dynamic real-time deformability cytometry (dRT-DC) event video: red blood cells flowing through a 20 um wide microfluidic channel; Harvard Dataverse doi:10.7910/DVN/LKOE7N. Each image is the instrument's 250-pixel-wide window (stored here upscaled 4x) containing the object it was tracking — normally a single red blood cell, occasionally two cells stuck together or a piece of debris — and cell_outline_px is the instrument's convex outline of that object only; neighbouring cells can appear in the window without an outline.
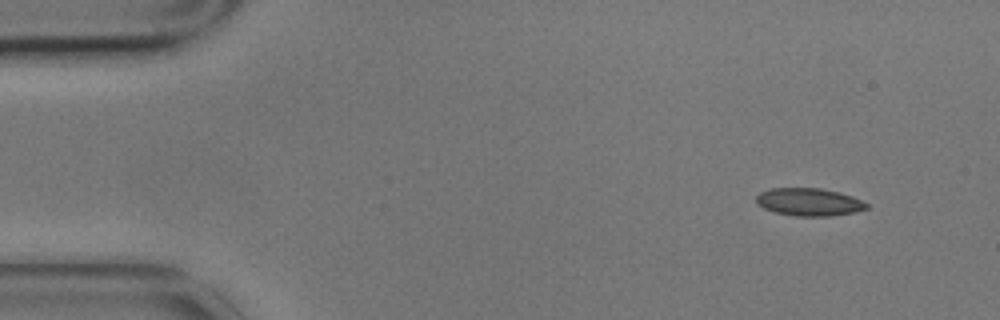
{"species": "common noctule bat (a hibernating species)", "species_latin": "Nyctalus noctula", "temperature_condition": "cold", "stored_images_in_passage": 5, "segment_of_instrument_passage": [2, 2], "camera_frame_rate_fps": 3000, "um_per_image_px": 0.085, "animal": {"sex": "male", "body_mass_g": 17.9}, "frame": {"image": 1, "passage_image": 5, "time_ms": 1.333, "image_size_px": [1000, 320], "cell_outline_px": [[868, 208], [856, 212], [828, 216], [796, 216], [776, 212], [764, 208], [756, 204], [756, 196], [760, 192], [772, 188], [820, 188], [840, 192], [852, 196], [868, 204]], "centroid_in_image_um": [68.76, 17.16], "position_along_channel_um": 16.2, "area_um2": 17.8}}